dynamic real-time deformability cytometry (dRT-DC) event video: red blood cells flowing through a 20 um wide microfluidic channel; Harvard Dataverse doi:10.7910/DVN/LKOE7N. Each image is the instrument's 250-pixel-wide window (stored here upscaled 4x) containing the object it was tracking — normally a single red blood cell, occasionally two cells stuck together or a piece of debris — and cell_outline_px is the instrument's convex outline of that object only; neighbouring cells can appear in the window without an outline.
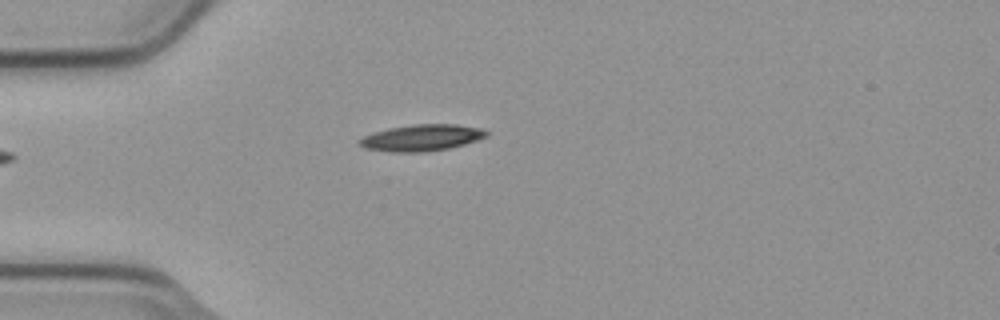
{"species": "common noctule bat (a hibernating species)", "species_latin": "Nyctalus noctula", "temperature_condition": "cold", "stored_images_in_passage": 1, "camera_frame_rate_fps": 3000, "um_per_image_px": 0.085, "animal": {"sex": "male", "body_mass_g": 23.1, "forearm_length_mm": 52.7}, "frame": {"image": 1, "passage_image": 1, "time_ms": 0.0, "image_size_px": [1000, 320], "cell_outline_px": [[488, 136], [464, 144], [448, 148], [420, 152], [392, 152], [364, 148], [356, 144], [356, 140], [372, 132], [388, 128], [412, 124], [456, 124], [484, 128], [488, 132]], "centroid_in_image_um": [35.8, 11.7], "position_along_channel_um": 49.2, "area_um2": 19.77}}